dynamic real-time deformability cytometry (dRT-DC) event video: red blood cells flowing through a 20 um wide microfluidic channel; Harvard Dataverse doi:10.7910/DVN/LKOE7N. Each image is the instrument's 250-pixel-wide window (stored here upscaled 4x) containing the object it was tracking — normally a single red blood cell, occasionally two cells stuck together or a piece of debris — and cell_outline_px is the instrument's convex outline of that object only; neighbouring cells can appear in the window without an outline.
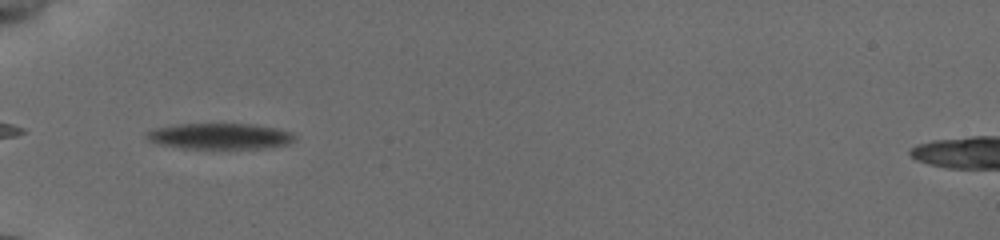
{"species": "common noctule bat (a hibernating species)", "species_latin": "Nyctalus noctula", "temperature_condition": "cold", "stored_images_in_passage": 36, "camera_frame_rate_fps": 3000, "um_per_image_px": 0.085, "animal": {"sex": "female", "body_mass_g": 19.5, "forearm_length_mm": 54.1}, "frame": {"image": 1, "passage_image": 1, "time_ms": 0.0, "image_size_px": [1000, 240], "cell_outline_px": [[296, 140], [288, 144], [260, 148], [180, 148], [160, 144], [148, 140], [148, 132], [156, 128], [184, 124], [256, 124], [276, 128], [292, 132], [296, 136]], "centroid_in_image_um": [18.77, 11.57], "position_along_channel_um": 66.2, "area_um2": 22.08}}
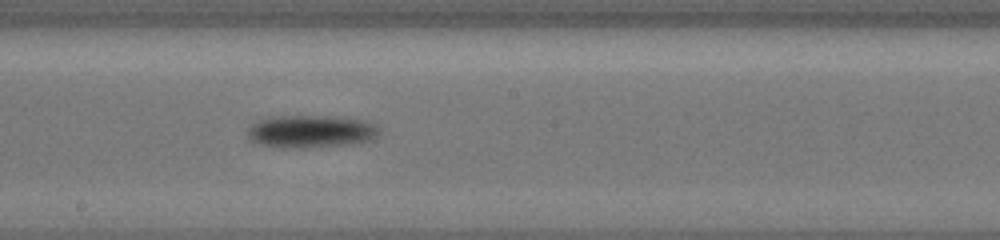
{"frame": {"image": 2, "passage_image": 20, "time_ms": 4.333, "image_size_px": [1000, 240], "cell_outline_px": [[380, 132], [376, 136], [368, 140], [352, 144], [308, 148], [296, 148], [264, 144], [248, 136], [248, 132], [252, 124], [260, 120], [272, 116], [324, 116], [356, 120], [372, 124]], "centroid_in_image_um": [26.42, 11.17], "position_along_channel_um": 221.8, "area_um2": 24.1}}
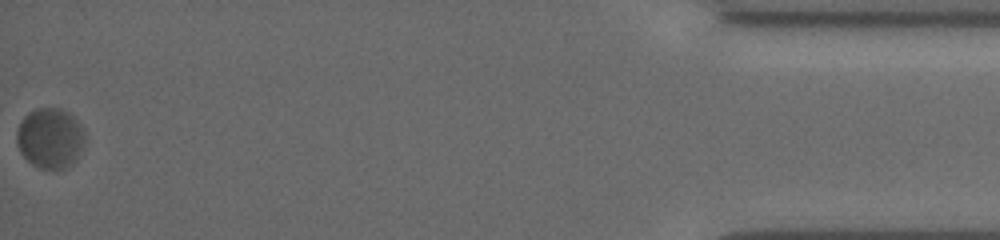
{"frame": {"image": 3, "passage_image": 36, "time_ms": 12.0, "image_size_px": [1000, 240], "cell_outline_px": [[84, 144], [76, 160], [72, 164], [64, 168], [40, 168], [32, 164], [20, 152], [16, 144], [16, 132], [24, 116], [28, 112], [36, 108], [60, 108], [68, 112], [76, 120], [84, 132]], "centroid_in_image_um": [4.24, 11.73], "position_along_channel_um": 431.0, "area_um2": 23.87}, "authors_computed_cell_mechanics": {"area_um2": 23.9581, "velocity_mm_per_s": 3.7507, "shape_relaxation_time_tau1_ms": 3.256, "shape_relaxation_time_tau2_ms": null, "deformation_change_tau1": 0.0852, "deformation_change_tau2": null}}